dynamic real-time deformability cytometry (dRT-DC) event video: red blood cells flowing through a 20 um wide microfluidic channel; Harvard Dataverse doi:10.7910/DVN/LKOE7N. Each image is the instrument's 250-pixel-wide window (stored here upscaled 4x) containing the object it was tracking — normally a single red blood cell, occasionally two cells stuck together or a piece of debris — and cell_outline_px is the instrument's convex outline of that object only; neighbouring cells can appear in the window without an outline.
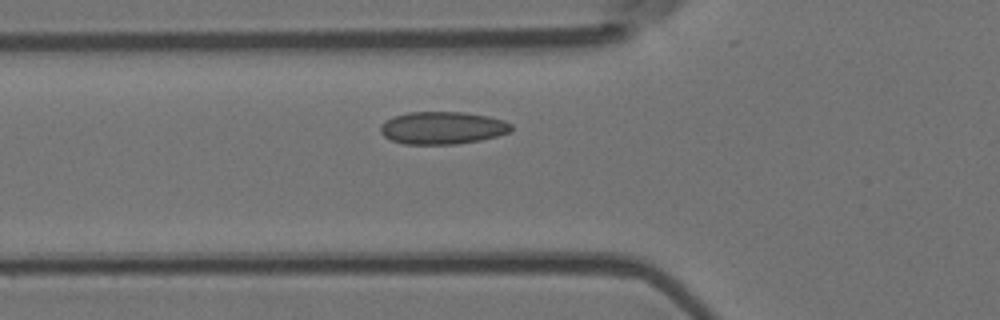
{"species": "Egyptian fruit bat (a non-hibernating species)", "species_latin": "Rousettus aegyptiacus", "temperature_condition": "room temperature", "stored_images_in_passage": 4, "camera_frame_rate_fps": 3000, "um_per_image_px": 0.085, "animal": {"sex": "female"}, "frame": {"image": 1, "passage_image": 4, "time_ms": 1.0, "image_size_px": [1000, 320], "cell_outline_px": [[512, 128], [508, 132], [496, 136], [480, 140], [456, 144], [404, 144], [392, 140], [384, 136], [380, 132], [380, 124], [396, 116], [408, 112], [464, 112], [488, 116], [504, 120], [512, 124]], "centroid_in_image_um": [37.61, 10.87], "position_along_channel_um": 88.2, "area_um2": 24.68}}